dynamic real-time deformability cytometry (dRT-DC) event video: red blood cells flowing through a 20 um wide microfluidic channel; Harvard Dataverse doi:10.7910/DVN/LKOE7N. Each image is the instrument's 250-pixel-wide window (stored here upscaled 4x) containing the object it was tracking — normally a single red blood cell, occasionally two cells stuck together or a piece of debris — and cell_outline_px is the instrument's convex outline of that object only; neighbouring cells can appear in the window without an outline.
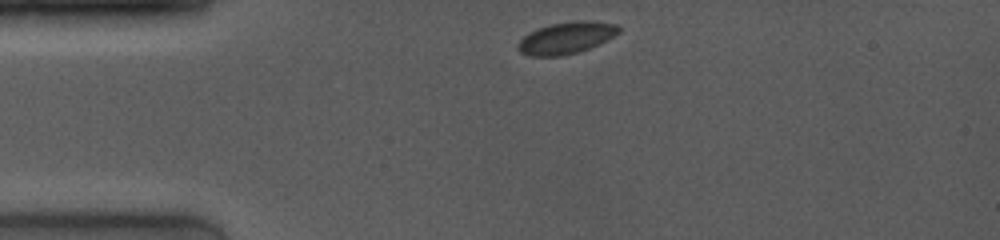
{"species": "common noctule bat (a hibernating species)", "species_latin": "Nyctalus noctula", "temperature_condition": "room temperature", "stored_images_in_passage": 8, "camera_frame_rate_fps": 4000, "um_per_image_px": 0.085, "animal": {"sex": "female", "body_mass_g": 19.0, "forearm_length_mm": 53.3}, "frame": {"image": 1, "passage_image": 1, "time_ms": 0.0, "image_size_px": [1000, 240], "cell_outline_px": [[620, 32], [588, 48], [576, 52], [560, 56], [528, 56], [520, 52], [516, 48], [516, 44], [528, 32], [536, 28], [548, 24], [572, 20], [588, 20], [616, 24], [620, 28]], "centroid_in_image_um": [48.05, 3.2], "position_along_channel_um": 36.9, "area_um2": 18.73}}
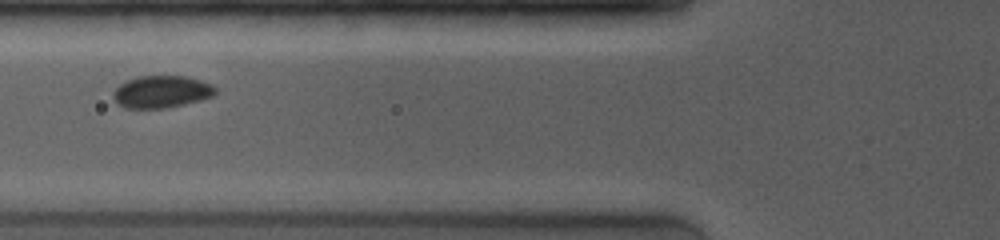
{"frame": {"image": 2, "passage_image": 5, "time_ms": 2.75, "image_size_px": [1000, 240], "cell_outline_px": [[216, 92], [212, 96], [200, 100], [184, 104], [164, 108], [124, 108], [116, 104], [112, 96], [112, 92], [120, 84], [136, 76], [184, 76], [200, 80], [212, 84], [216, 88]], "centroid_in_image_um": [13.69, 7.8], "position_along_channel_um": 112.1, "area_um2": 19.25}}